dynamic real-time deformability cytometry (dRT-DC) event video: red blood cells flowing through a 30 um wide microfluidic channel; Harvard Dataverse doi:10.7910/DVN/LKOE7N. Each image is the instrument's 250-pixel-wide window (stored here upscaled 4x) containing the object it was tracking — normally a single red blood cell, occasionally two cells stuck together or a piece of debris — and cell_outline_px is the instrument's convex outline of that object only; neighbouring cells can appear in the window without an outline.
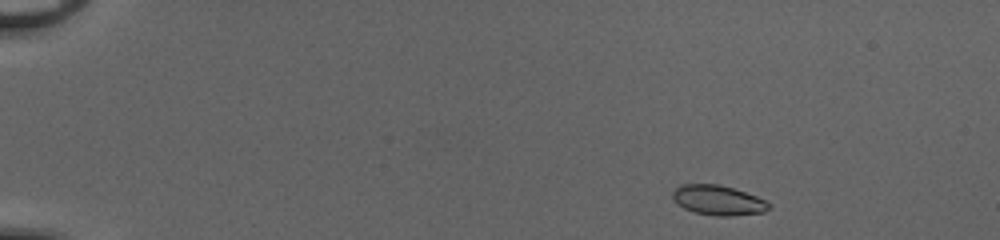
{"species": "common noctule bat (a hibernating species)", "species_latin": "Nyctalus noctula", "temperature_condition": "cold", "stored_images_in_passage": 45, "camera_frame_rate_fps": 3000, "um_per_image_px": 0.085, "animal": {"sex": "female", "body_mass_g": 20.0, "forearm_length_mm": 54.0}, "frame": {"image": 1, "passage_image": 1, "time_ms": 0.0, "image_size_px": [1000, 240], "cell_outline_px": [[772, 204], [764, 212], [732, 216], [716, 216], [696, 212], [684, 208], [672, 196], [672, 192], [680, 184], [720, 184], [756, 196]], "centroid_in_image_um": [61.05, 17.01], "position_along_channel_um": 23.9, "area_um2": 16.53}}
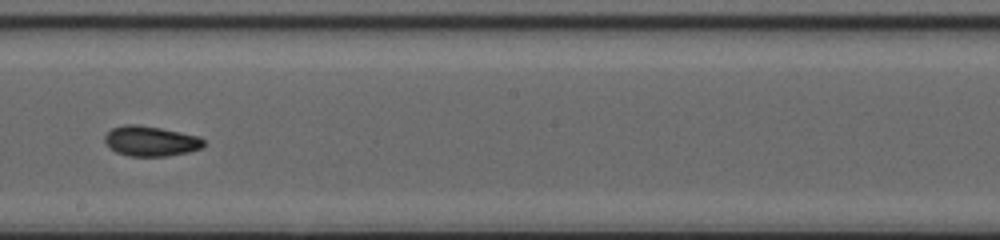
{"frame": {"image": 2, "passage_image": 25, "time_ms": 8.0, "image_size_px": [1000, 240], "cell_outline_px": [[204, 144], [200, 148], [188, 152], [168, 156], [128, 156], [116, 152], [108, 148], [104, 140], [104, 136], [112, 128], [124, 124], [140, 124], [200, 136], [204, 140]], "centroid_in_image_um": [12.78, 11.99], "position_along_channel_um": 235.4, "area_um2": 17.51}}
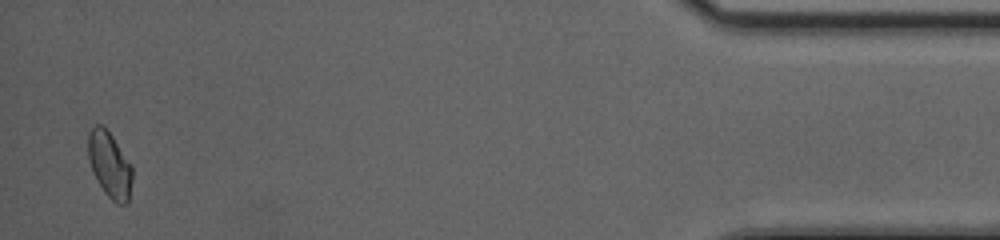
{"frame": {"image": 3, "passage_image": 44, "time_ms": 14.333, "image_size_px": [1000, 240], "cell_outline_px": [[132, 180], [128, 204], [116, 204], [104, 192], [92, 172], [88, 156], [88, 132], [96, 124], [100, 124], [112, 136], [132, 164]], "centroid_in_image_um": [9.33, 14.03], "position_along_channel_um": 425.9, "area_um2": 16.99}, "authors_computed_cell_mechanics": {"area_um2": 16.9932, "velocity_mm_per_s": 4.1325, "shape_relaxation_time_tau1_ms": 9.5563, "shape_relaxation_time_tau2_ms": 2.0474, "deformation_change_tau1": 0.1621, "deformation_change_tau2": 0.0546}}